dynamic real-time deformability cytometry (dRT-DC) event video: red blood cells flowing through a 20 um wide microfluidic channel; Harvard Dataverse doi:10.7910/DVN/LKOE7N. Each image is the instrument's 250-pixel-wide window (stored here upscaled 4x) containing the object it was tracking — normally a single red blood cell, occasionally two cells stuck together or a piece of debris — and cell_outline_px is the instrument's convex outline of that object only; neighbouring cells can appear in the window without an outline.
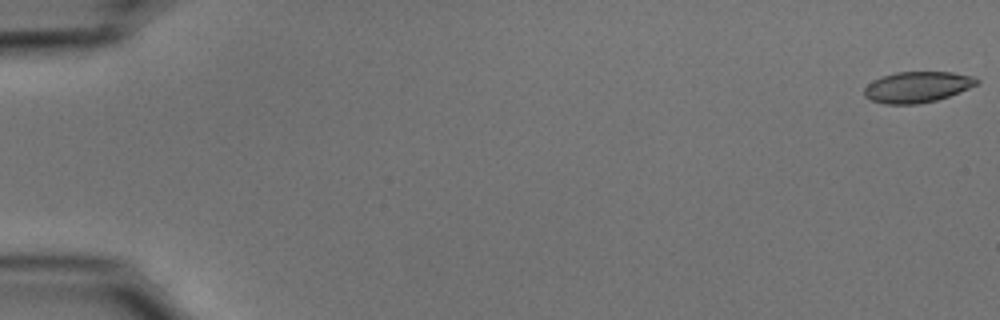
{"species": "common noctule bat (a hibernating species)", "species_latin": "Nyctalus noctula", "temperature_condition": "cold", "stored_images_in_passage": 55, "camera_frame_rate_fps": 3000, "um_per_image_px": 0.085, "animal": {"sex": "male", "body_mass_g": 15.6}, "frame": {"image": 1, "passage_image": 1, "time_ms": 0.0, "image_size_px": [1000, 320], "cell_outline_px": [[980, 80], [976, 84], [968, 88], [948, 96], [936, 100], [916, 104], [884, 104], [872, 100], [864, 96], [864, 88], [872, 80], [880, 76], [896, 72], [952, 72], [972, 76]], "centroid_in_image_um": [77.92, 7.39], "position_along_channel_um": 7.1, "area_um2": 20.17}}
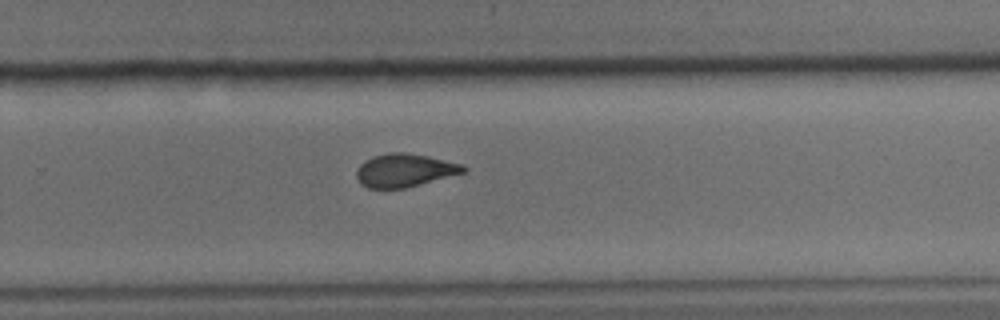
{"frame": {"image": 2, "passage_image": 37, "time_ms": 12.0, "image_size_px": [1000, 320], "cell_outline_px": [[468, 168], [464, 172], [404, 188], [368, 188], [356, 176], [356, 172], [360, 164], [364, 160], [372, 156], [388, 152], [404, 152], [428, 156], [464, 164]], "centroid_in_image_um": [34.39, 14.45], "position_along_channel_um": 295.4, "area_um2": 20.46}}
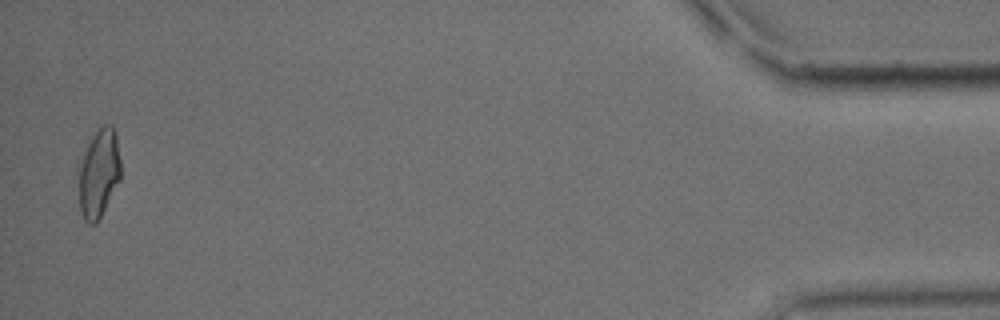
{"frame": {"image": 3, "passage_image": 54, "time_ms": 17.667, "image_size_px": [1000, 320], "cell_outline_px": [[120, 180], [96, 224], [88, 224], [84, 220], [80, 212], [76, 164], [96, 128], [104, 124], [112, 124], [116, 132], [120, 160]], "centroid_in_image_um": [8.35, 14.69], "position_along_channel_um": 426.9, "area_um2": 22.6}, "authors_computed_cell_mechanics": {"area_um2": 21.0392, "velocity_mm_per_s": 3.7351, "shape_relaxation_time_tau1_ms": 6.3892, "shape_relaxation_time_tau2_ms": 2.6602, "deformation_change_tau1": 0.1613, "deformation_change_tau2": 0.0816}}